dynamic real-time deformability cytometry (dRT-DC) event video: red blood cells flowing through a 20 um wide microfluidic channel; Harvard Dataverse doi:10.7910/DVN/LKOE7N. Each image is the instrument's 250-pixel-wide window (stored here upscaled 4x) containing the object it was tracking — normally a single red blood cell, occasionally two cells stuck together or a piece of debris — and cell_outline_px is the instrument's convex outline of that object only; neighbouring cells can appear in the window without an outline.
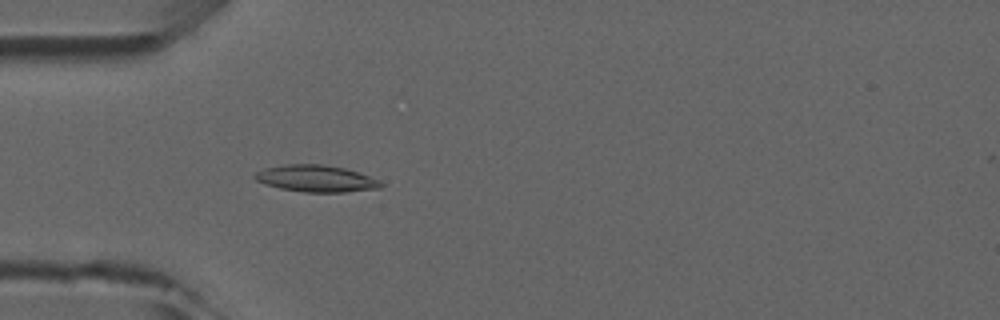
{"species": "common noctule bat (a hibernating species)", "species_latin": "Nyctalus noctula", "temperature_condition": "room temperature", "stored_images_in_passage": 5, "camera_frame_rate_fps": 3000, "um_per_image_px": 0.085, "animal": {"sex": "male", "forearm_length_mm": 52.5}, "frame": {"image": 1, "passage_image": 5, "time_ms": 4.333, "image_size_px": [1000, 320], "cell_outline_px": [[384, 184], [380, 188], [344, 192], [304, 192], [280, 188], [264, 184], [256, 180], [252, 176], [256, 172], [264, 168], [284, 164], [324, 164], [344, 168], [380, 180]], "centroid_in_image_um": [26.84, 15.17], "position_along_channel_um": 58.2, "area_um2": 19.65}}